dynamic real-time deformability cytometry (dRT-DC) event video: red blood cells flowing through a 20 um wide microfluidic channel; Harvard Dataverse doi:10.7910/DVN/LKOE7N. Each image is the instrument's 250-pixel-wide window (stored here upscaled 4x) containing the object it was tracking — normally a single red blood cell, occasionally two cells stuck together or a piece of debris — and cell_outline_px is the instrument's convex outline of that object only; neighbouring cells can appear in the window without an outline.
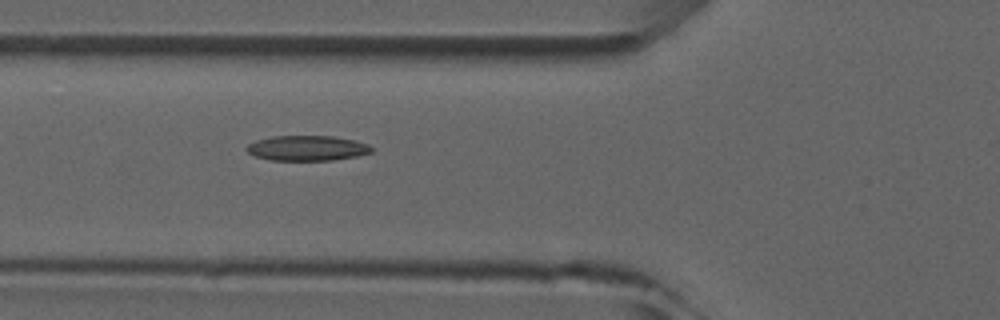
{"species": "common noctule bat (a hibernating species)", "species_latin": "Nyctalus noctula", "temperature_condition": "room temperature", "stored_images_in_passage": 5, "camera_frame_rate_fps": 3000, "um_per_image_px": 0.085, "animal": {"sex": "male", "forearm_length_mm": 52.5}, "frame": {"image": 1, "passage_image": 5, "time_ms": 4.667, "image_size_px": [1000, 320], "cell_outline_px": [[372, 152], [356, 156], [332, 160], [268, 160], [256, 156], [248, 152], [244, 148], [248, 144], [256, 140], [272, 136], [332, 136], [356, 140], [368, 144], [372, 148]], "centroid_in_image_um": [26.09, 12.59], "position_along_channel_um": 99.7, "area_um2": 18.32}}